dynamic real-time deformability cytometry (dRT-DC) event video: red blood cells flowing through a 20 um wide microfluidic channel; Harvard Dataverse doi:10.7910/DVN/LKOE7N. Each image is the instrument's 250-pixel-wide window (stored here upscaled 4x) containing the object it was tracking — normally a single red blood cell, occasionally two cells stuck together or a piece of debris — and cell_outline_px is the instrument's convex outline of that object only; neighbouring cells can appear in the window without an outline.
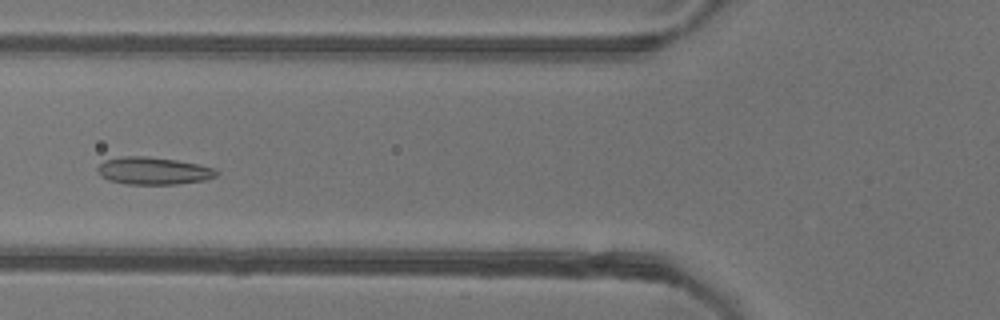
{"species": "common noctule bat (a hibernating species)", "species_latin": "Nyctalus noctula", "temperature_condition": "warm", "stored_images_in_passage": 39, "camera_frame_rate_fps": 3000, "um_per_image_px": 0.085, "animal": {"sex": "female"}, "frame": {"image": 1, "passage_image": 6, "time_ms": 1.667, "image_size_px": [1000, 320], "cell_outline_px": [[220, 172], [216, 176], [204, 180], [176, 184], [128, 184], [108, 180], [100, 176], [96, 172], [96, 168], [104, 160], [120, 156], [144, 156], [176, 160], [216, 168]], "centroid_in_image_um": [13.0, 14.52], "position_along_channel_um": 112.8, "area_um2": 19.07}}
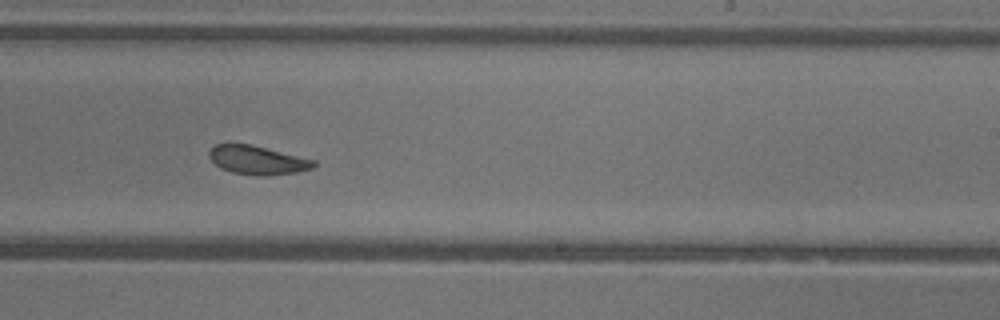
{"frame": {"image": 2, "passage_image": 18, "time_ms": 5.667, "image_size_px": [1000, 320], "cell_outline_px": [[316, 164], [312, 168], [296, 172], [264, 176], [260, 176], [232, 172], [220, 168], [208, 156], [208, 152], [216, 144], [252, 144], [316, 160]], "centroid_in_image_um": [21.89, 13.6], "position_along_channel_um": 267.1, "area_um2": 17.46}}
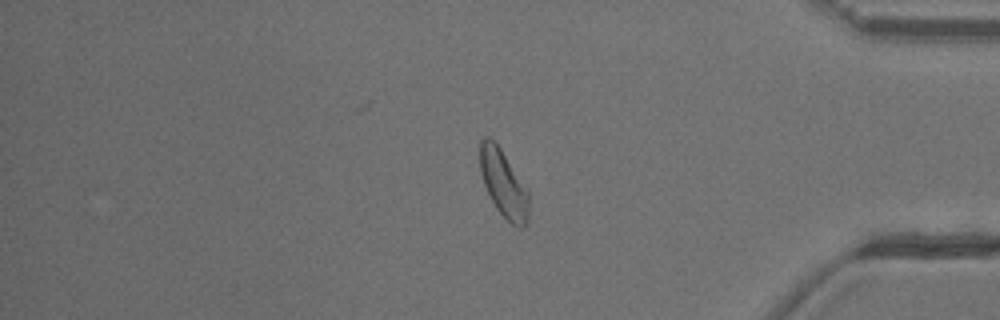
{"frame": {"image": 3, "passage_image": 30, "time_ms": 9.667, "image_size_px": [1000, 320], "cell_outline_px": [[528, 224], [524, 228], [516, 228], [496, 208], [484, 184], [480, 172], [480, 140], [484, 136], [488, 136], [500, 148], [528, 188]], "centroid_in_image_um": [42.82, 15.62], "position_along_channel_um": 392.4, "area_um2": 19.13}, "authors_computed_cell_mechanics": {"area_um2": 18.9584, "velocity_mm_per_s": 3.8655, "shape_relaxation_time_tau1_ms": 10.5415, "shape_relaxation_time_tau2_ms": 1.8919, "deformation_change_tau1": 0.1854, "deformation_change_tau2": 0.0794}}